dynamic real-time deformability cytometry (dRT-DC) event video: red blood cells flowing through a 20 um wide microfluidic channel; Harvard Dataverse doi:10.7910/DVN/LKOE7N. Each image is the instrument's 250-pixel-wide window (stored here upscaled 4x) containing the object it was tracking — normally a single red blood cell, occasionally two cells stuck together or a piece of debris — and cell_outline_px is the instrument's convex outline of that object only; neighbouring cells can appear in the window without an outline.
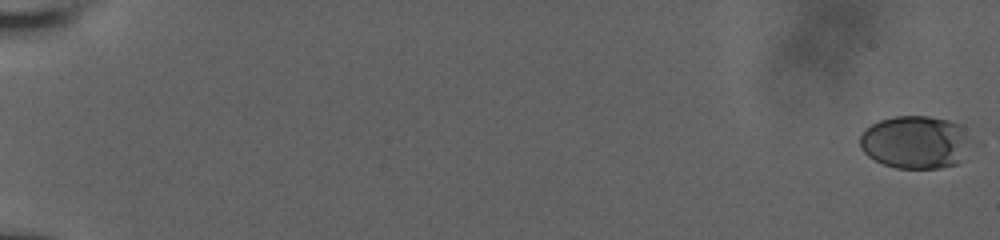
{"species": "human", "species_latin": "Homo sapiens", "temperature_condition": "room temperature", "stored_images_in_passage": 56, "camera_frame_rate_fps": 3000, "um_per_image_px": 0.085, "donor": {"sex": "male"}, "frame": {"image": 1, "passage_image": 1, "time_ms": 0.0, "image_size_px": [1000, 240], "cell_outline_px": [[972, 140], [956, 164], [940, 168], [896, 168], [884, 164], [868, 156], [860, 148], [860, 136], [864, 128], [880, 120], [892, 116], [928, 116], [948, 120], [960, 124]], "centroid_in_image_um": [77.77, 12.07], "position_along_channel_um": 7.2, "area_um2": 34.22}}
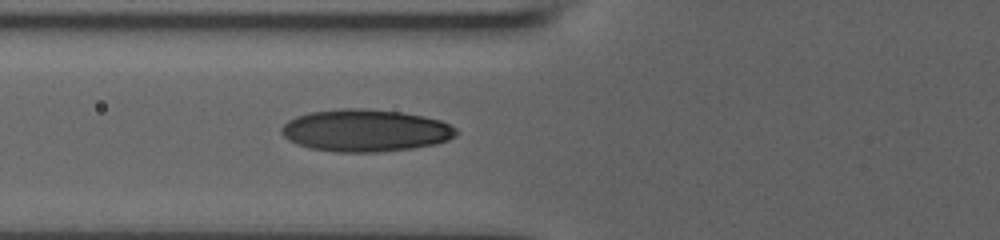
{"frame": {"image": 2, "passage_image": 43, "time_ms": 8.333, "image_size_px": [1000, 240], "cell_outline_px": [[460, 132], [456, 136], [448, 140], [436, 144], [412, 148], [380, 152], [336, 152], [308, 148], [296, 144], [288, 140], [280, 132], [280, 128], [288, 120], [296, 116], [308, 112], [344, 108], [364, 108], [404, 112], [424, 116], [440, 120], [456, 128]], "centroid_in_image_um": [31.05, 11.09], "position_along_channel_um": 94.7, "area_um2": 43.47}}
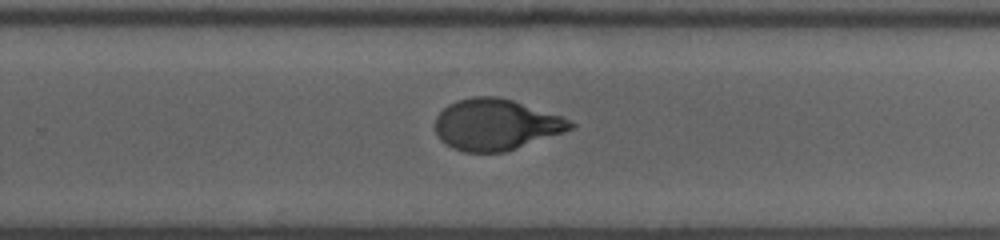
{"frame": {"image": 3, "passage_image": 56, "time_ms": 13.333, "image_size_px": [1000, 240], "cell_outline_px": [[576, 128], [504, 152], [464, 152], [452, 148], [444, 144], [440, 140], [436, 132], [436, 116], [448, 104], [456, 100], [472, 96], [496, 96], [512, 100], [560, 116], [576, 124]], "centroid_in_image_um": [42.12, 10.59], "position_along_channel_um": 287.7, "area_um2": 40.17}}